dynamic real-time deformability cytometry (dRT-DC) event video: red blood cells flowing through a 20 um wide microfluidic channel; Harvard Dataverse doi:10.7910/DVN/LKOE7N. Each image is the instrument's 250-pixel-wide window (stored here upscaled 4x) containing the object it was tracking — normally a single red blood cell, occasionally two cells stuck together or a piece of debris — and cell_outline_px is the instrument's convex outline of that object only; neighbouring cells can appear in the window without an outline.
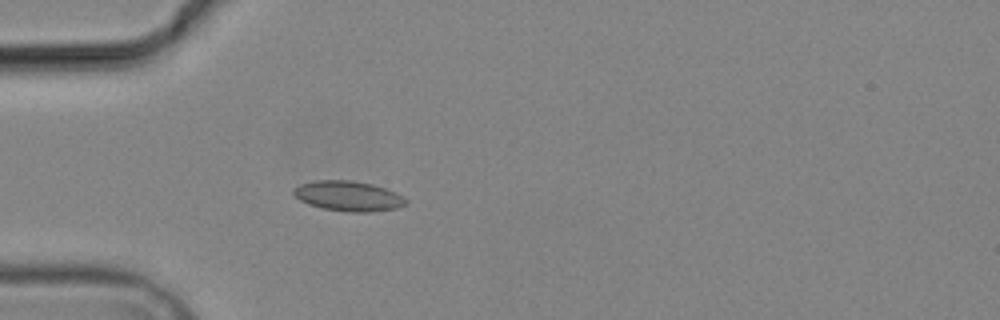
{"species": "common noctule bat (a hibernating species)", "species_latin": "Nyctalus noctula", "temperature_condition": "cold", "stored_images_in_passage": 1, "camera_frame_rate_fps": 3000, "um_per_image_px": 0.085, "animal": {"sex": "male", "body_mass_g": 19.2, "forearm_length_mm": 51.8}, "frame": {"image": 1, "passage_image": 1, "time_ms": 0.0, "image_size_px": [1000, 320], "cell_outline_px": [[408, 204], [396, 208], [368, 212], [352, 212], [324, 208], [308, 204], [300, 200], [292, 192], [300, 184], [316, 180], [352, 180], [372, 184], [396, 192], [404, 196], [408, 200]], "centroid_in_image_um": [29.65, 16.66], "position_along_channel_um": 55.3, "area_um2": 19.59}}